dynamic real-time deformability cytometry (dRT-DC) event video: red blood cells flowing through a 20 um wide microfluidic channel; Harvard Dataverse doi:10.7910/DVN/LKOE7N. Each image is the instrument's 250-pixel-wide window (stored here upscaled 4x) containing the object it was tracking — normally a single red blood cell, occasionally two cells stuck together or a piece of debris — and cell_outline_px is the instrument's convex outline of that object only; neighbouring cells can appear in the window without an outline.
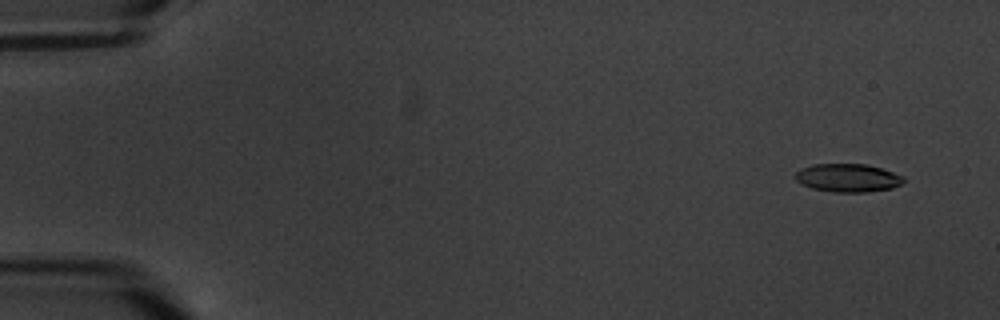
{"species": "common noctule bat (a hibernating species)", "species_latin": "Nyctalus noctula", "temperature_condition": "warm", "stored_images_in_passage": 5, "camera_frame_rate_fps": 3000, "um_per_image_px": 0.085, "animal": {"sex": "male", "body_mass_g": 20.1, "forearm_length_mm": 53.5}, "frame": {"image": 1, "passage_image": 1, "time_ms": 0.0, "image_size_px": [1000, 320], "cell_outline_px": [[904, 180], [900, 184], [892, 188], [868, 192], [832, 192], [812, 188], [800, 184], [796, 180], [796, 172], [800, 168], [812, 164], [868, 164], [904, 176]], "centroid_in_image_um": [72.04, 15.12], "position_along_channel_um": 13.0, "area_um2": 17.86}}
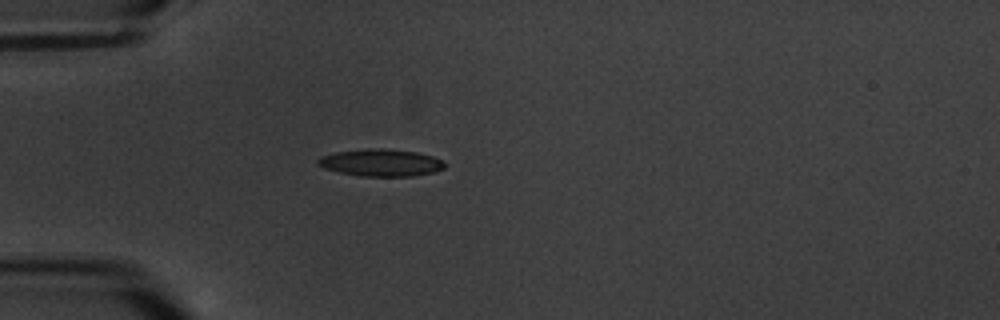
{"frame": {"image": 2, "passage_image": 5, "time_ms": 4.667, "image_size_px": [1000, 320], "cell_outline_px": [[444, 168], [436, 172], [412, 176], [360, 176], [340, 172], [324, 168], [316, 164], [316, 160], [320, 156], [336, 152], [368, 148], [380, 148], [416, 152], [432, 156], [444, 160]], "centroid_in_image_um": [32.37, 13.83], "position_along_channel_um": 52.6, "area_um2": 20.11}}